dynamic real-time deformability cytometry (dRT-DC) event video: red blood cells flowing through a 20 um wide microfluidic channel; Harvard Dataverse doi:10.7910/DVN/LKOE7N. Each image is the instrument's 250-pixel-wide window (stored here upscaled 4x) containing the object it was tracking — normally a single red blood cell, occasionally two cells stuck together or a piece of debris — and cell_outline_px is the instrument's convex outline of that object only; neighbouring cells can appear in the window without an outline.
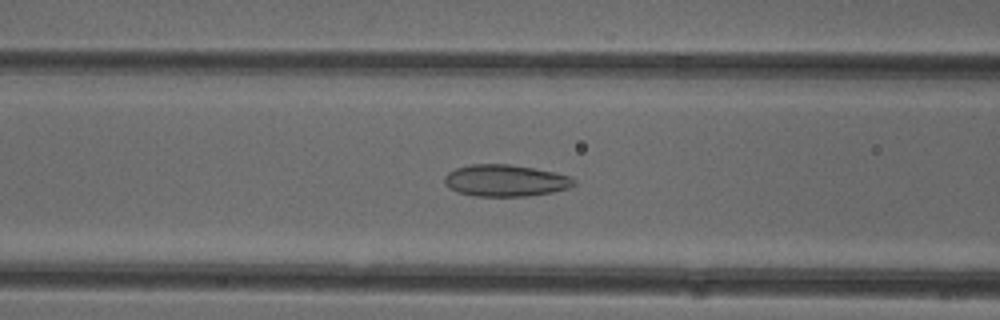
{"species": "common noctule bat (a hibernating species)", "species_latin": "Nyctalus noctula", "temperature_condition": "cold", "stored_images_in_passage": 51, "camera_frame_rate_fps": 3000, "um_per_image_px": 0.085, "animal": {"sex": "female"}, "frame": {"image": 1, "passage_image": 20, "time_ms": 6.333, "image_size_px": [1000, 320], "cell_outline_px": [[576, 184], [568, 188], [552, 192], [528, 196], [472, 196], [456, 192], [444, 184], [444, 176], [448, 172], [456, 168], [472, 164], [508, 164], [556, 172], [568, 176], [576, 180]], "centroid_in_image_um": [42.94, 15.35], "position_along_channel_um": 123.7, "area_um2": 24.04}}
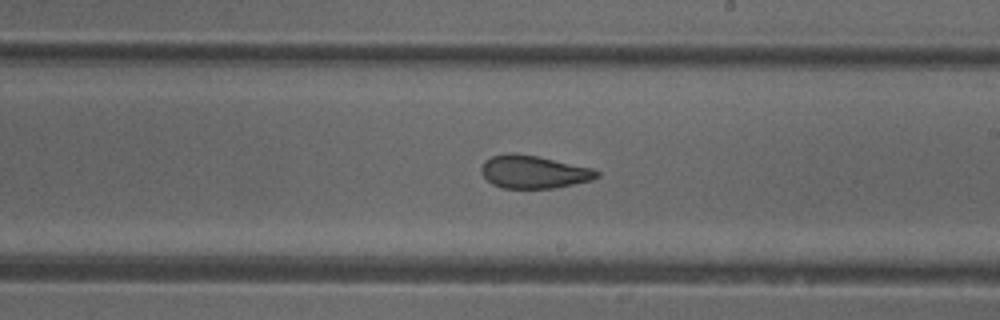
{"frame": {"image": 2, "passage_image": 29, "time_ms": 9.333, "image_size_px": [1000, 320], "cell_outline_px": [[600, 176], [592, 180], [556, 188], [504, 188], [492, 184], [480, 172], [480, 168], [484, 160], [492, 156], [508, 152], [512, 152], [536, 156], [592, 168], [600, 172]], "centroid_in_image_um": [45.35, 14.61], "position_along_channel_um": 243.7, "area_um2": 22.2}}
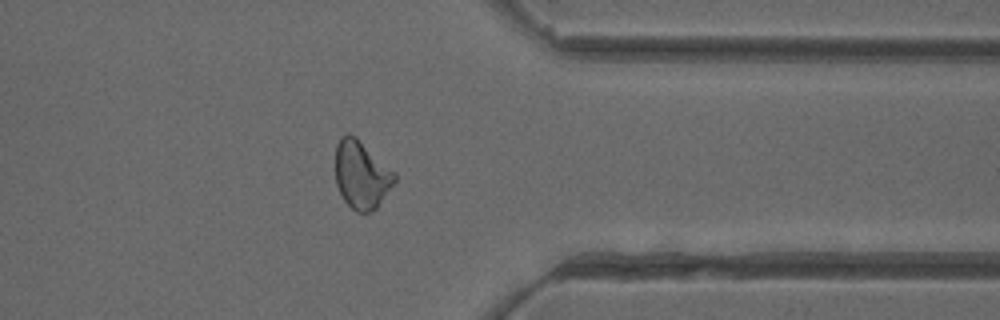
{"frame": {"image": 3, "passage_image": 40, "time_ms": 13.0, "image_size_px": [1000, 320], "cell_outline_px": [[396, 180], [376, 208], [372, 212], [356, 212], [344, 200], [336, 184], [336, 144], [340, 136], [348, 132], [356, 136], [396, 172]], "centroid_in_image_um": [30.72, 14.82], "position_along_channel_um": 380.7, "area_um2": 23.52}, "authors_computed_cell_mechanics": {"area_um2": 24.0448, "velocity_mm_per_s": 3.9929, "shape_relaxation_time_tau1_ms": null, "shape_relaxation_time_tau2_ms": 1.7283, "deformation_change_tau1": null, "deformation_change_tau2": 0.07}}